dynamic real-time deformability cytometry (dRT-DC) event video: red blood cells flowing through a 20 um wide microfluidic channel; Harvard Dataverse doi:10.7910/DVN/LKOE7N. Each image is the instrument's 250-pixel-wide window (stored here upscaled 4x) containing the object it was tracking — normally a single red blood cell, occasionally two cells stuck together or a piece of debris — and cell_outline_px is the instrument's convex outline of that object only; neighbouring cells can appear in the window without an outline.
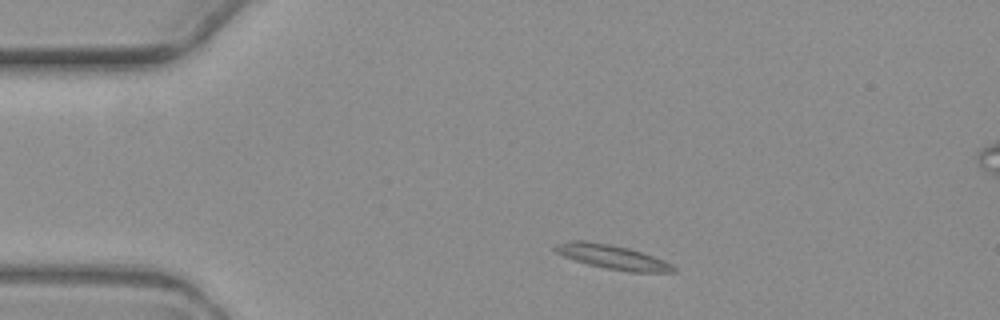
{"species": "common noctule bat (a hibernating species)", "species_latin": "Nyctalus noctula", "temperature_condition": "warm", "stored_images_in_passage": 3, "camera_frame_rate_fps": 3000, "um_per_image_px": 0.085, "animal": {"sex": "female", "body_mass_g": 19.3, "forearm_length_mm": 54.1}, "frame": {"image": 1, "passage_image": 1, "time_ms": 0.0, "image_size_px": [1000, 320], "cell_outline_px": [[676, 272], [628, 272], [604, 268], [588, 264], [564, 256], [556, 252], [552, 248], [568, 240], [584, 240], [608, 244], [628, 248], [664, 260], [672, 264], [676, 268]], "centroid_in_image_um": [52.07, 21.85], "position_along_channel_um": 32.9, "area_um2": 16.53}}
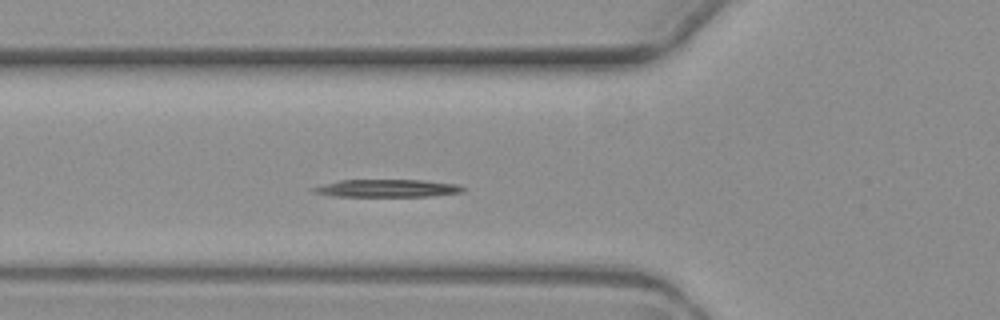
{"frame": {"image": 2, "passage_image": 3, "time_ms": 3.0, "image_size_px": [1000, 320], "cell_outline_px": [[468, 188], [464, 192], [428, 196], [332, 196], [312, 192], [308, 188], [320, 184], [340, 180], [424, 180], [460, 184]], "centroid_in_image_um": [32.9, 15.99], "position_along_channel_um": 92.9, "area_um2": 15.66}}